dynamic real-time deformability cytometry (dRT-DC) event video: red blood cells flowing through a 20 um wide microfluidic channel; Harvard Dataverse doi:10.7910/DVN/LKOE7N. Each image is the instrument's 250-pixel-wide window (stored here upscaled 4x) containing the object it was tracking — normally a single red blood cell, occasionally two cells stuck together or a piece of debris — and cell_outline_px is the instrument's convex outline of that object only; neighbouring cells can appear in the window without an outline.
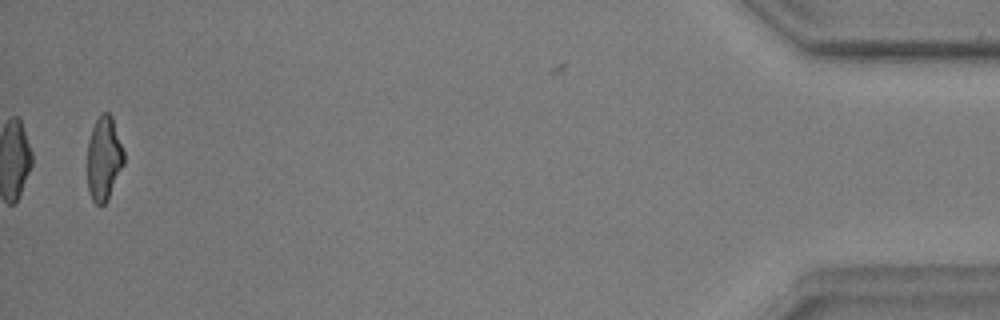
{"species": "common noctule bat (a hibernating species)", "species_latin": "Nyctalus noctula", "temperature_condition": "warm", "stored_images_in_passage": 44, "camera_frame_rate_fps": 3000, "um_per_image_px": 0.085, "animal": {"sex": "male", "body_mass_g": 17.9, "forearm_length_mm": 54.2}, "frame": {"image": 1, "passage_image": 44, "time_ms": 14.333, "image_size_px": [1000, 320], "cell_outline_px": [[124, 164], [108, 200], [104, 204], [96, 204], [92, 200], [88, 192], [88, 140], [92, 128], [100, 112], [108, 112], [112, 116], [124, 152]], "centroid_in_image_um": [8.83, 13.47], "position_along_channel_um": 426.4, "area_um2": 17.98}, "authors_computed_cell_mechanics": {"area_um2": 19.4786, "velocity_mm_per_s": 3.7258, "shape_relaxation_time_tau1_ms": 5.2768, "shape_relaxation_time_tau2_ms": 2.2089, "deformation_change_tau1": 0.1954, "deformation_change_tau2": 0.1117}}